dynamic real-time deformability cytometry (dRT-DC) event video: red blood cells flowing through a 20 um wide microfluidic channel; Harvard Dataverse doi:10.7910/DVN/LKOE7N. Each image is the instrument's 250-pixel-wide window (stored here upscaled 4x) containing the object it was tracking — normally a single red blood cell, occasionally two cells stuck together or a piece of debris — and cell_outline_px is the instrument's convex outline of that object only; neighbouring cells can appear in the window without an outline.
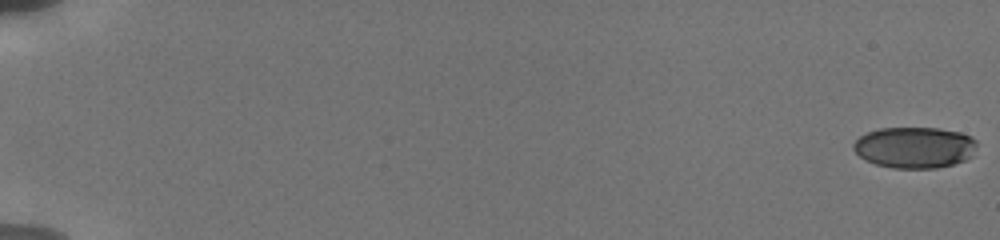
{"species": "human", "species_latin": "Homo sapiens", "temperature_condition": "cold", "stored_images_in_passage": 32, "camera_frame_rate_fps": 3000, "um_per_image_px": 0.085, "donor": {"sex": "male"}, "frame": {"image": 1, "passage_image": 1, "time_ms": 0.0, "image_size_px": [1000, 240], "cell_outline_px": [[976, 144], [972, 156], [964, 160], [952, 164], [936, 168], [892, 168], [876, 164], [864, 160], [852, 148], [852, 144], [860, 136], [868, 132], [880, 128], [936, 128], [960, 132], [972, 136], [976, 140]], "centroid_in_image_um": [77.73, 12.53], "position_along_channel_um": 7.3, "area_um2": 29.65}}
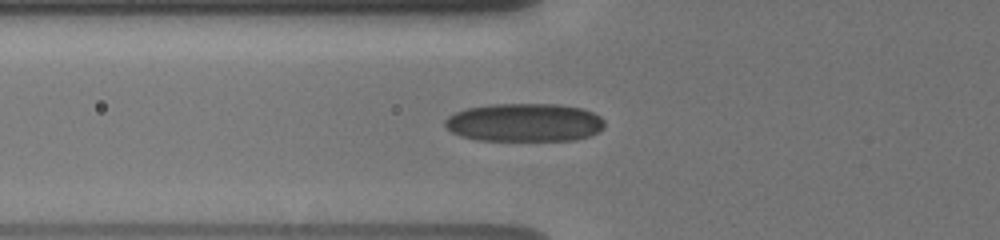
{"frame": {"image": 2, "passage_image": 18, "time_ms": 7.333, "image_size_px": [1000, 240], "cell_outline_px": [[604, 128], [600, 132], [592, 136], [576, 140], [476, 140], [460, 136], [452, 132], [444, 124], [444, 120], [448, 116], [456, 112], [468, 108], [492, 104], [560, 104], [584, 108], [600, 116], [604, 120]], "centroid_in_image_um": [44.63, 10.41], "position_along_channel_um": 81.2, "area_um2": 35.95}}
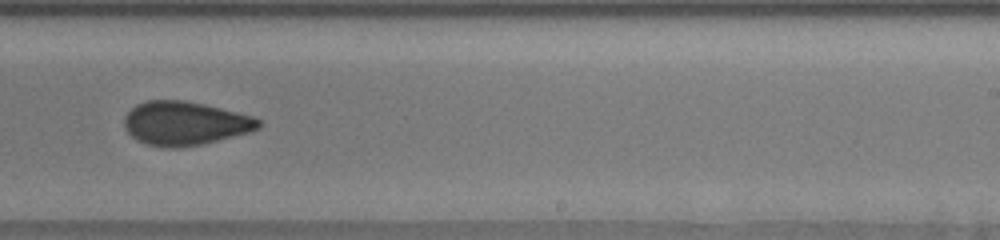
{"frame": {"image": 3, "passage_image": 30, "time_ms": 12.333, "image_size_px": [1000, 240], "cell_outline_px": [[260, 128], [252, 132], [200, 144], [180, 148], [164, 148], [148, 144], [136, 140], [128, 132], [124, 124], [124, 120], [128, 112], [136, 104], [148, 100], [184, 100], [204, 104], [252, 116], [260, 120]], "centroid_in_image_um": [15.72, 10.49], "position_along_channel_um": 273.3, "area_um2": 34.16}}